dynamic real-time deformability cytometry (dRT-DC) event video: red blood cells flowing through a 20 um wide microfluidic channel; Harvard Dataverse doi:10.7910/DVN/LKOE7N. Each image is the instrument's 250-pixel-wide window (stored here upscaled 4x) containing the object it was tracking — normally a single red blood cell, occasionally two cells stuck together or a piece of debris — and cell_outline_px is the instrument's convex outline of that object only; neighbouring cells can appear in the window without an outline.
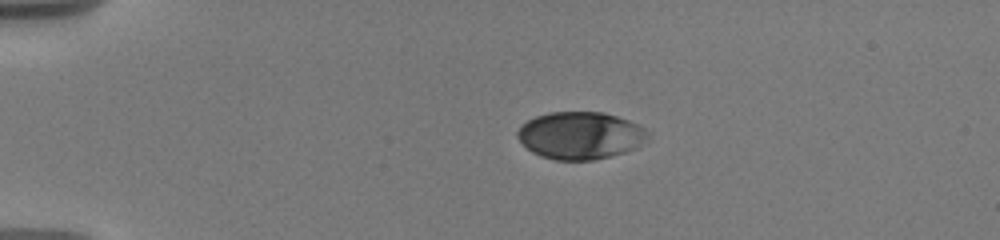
{"species": "human", "species_latin": "Homo sapiens", "temperature_condition": "warm", "stored_images_in_passage": 39, "camera_frame_rate_fps": 3000, "um_per_image_px": 0.085, "donor": {"sex": "male"}, "frame": {"image": 1, "passage_image": 1, "time_ms": 0.0, "image_size_px": [1000, 240], "cell_outline_px": [[648, 136], [636, 148], [624, 152], [592, 160], [556, 160], [540, 156], [532, 152], [516, 136], [516, 132], [520, 124], [536, 116], [548, 112], [604, 112], [640, 124], [648, 132]], "centroid_in_image_um": [49.3, 11.5], "position_along_channel_um": 35.7, "area_um2": 35.95}}
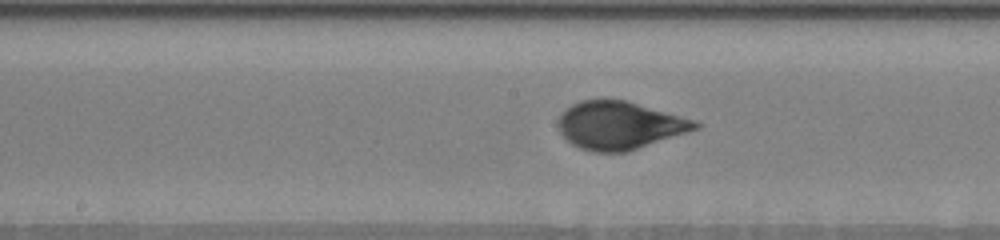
{"frame": {"image": 2, "passage_image": 17, "time_ms": 6.0, "image_size_px": [1000, 240], "cell_outline_px": [[704, 124], [700, 128], [628, 152], [596, 152], [580, 148], [572, 144], [560, 132], [556, 124], [556, 120], [564, 108], [580, 100], [624, 100], [696, 120]], "centroid_in_image_um": [52.65, 10.66], "position_along_channel_um": 195.5, "area_um2": 38.38}}
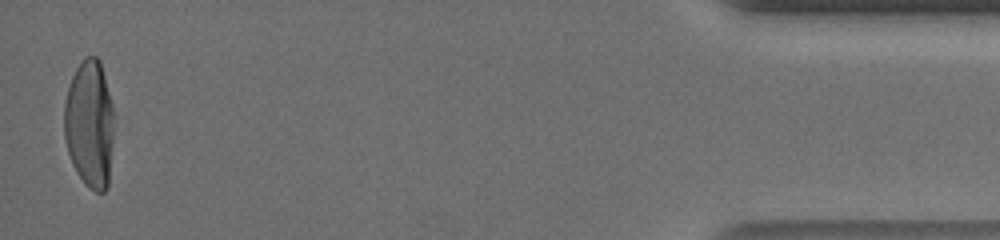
{"frame": {"image": 3, "passage_image": 38, "time_ms": 14.333, "image_size_px": [1000, 240], "cell_outline_px": [[112, 144], [108, 184], [104, 192], [96, 192], [88, 188], [84, 184], [76, 172], [72, 164], [68, 152], [64, 136], [64, 104], [68, 88], [72, 76], [76, 68], [84, 56], [96, 56], [100, 60], [112, 104]], "centroid_in_image_um": [7.59, 10.54], "position_along_channel_um": 427.6, "area_um2": 37.05}, "authors_computed_cell_mechanics": {"area_um2": 37.4544, "velocity_mm_per_s": 3.6542, "shape_relaxation_time_tau1_ms": 4.0428, "shape_relaxation_time_tau2_ms": null, "deformation_change_tau1": 0.1782, "deformation_change_tau2": null}}